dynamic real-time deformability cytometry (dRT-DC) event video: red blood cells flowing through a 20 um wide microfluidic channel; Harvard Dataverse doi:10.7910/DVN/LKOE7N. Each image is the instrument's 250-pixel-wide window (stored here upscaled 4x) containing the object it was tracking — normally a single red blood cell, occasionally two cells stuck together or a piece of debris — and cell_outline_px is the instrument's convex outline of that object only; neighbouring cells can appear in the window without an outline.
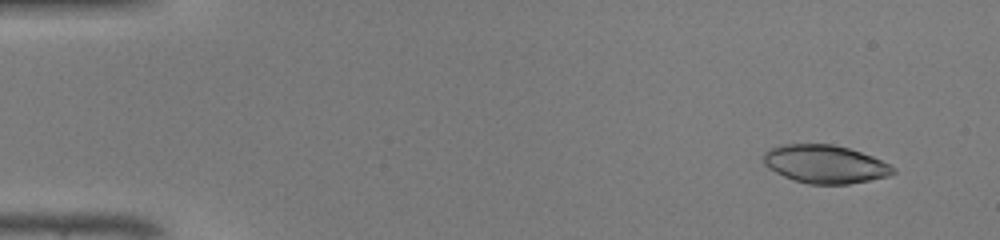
{"species": "common noctule bat (a hibernating species)", "species_latin": "Nyctalus noctula", "temperature_condition": "warm", "stored_images_in_passage": 47, "camera_frame_rate_fps": 3000, "um_per_image_px": 0.085, "animal": {"sex": "male", "body_mass_g": 19.0, "forearm_length_mm": 50.8}, "frame": {"image": 1, "passage_image": 4, "time_ms": 1.0, "image_size_px": [1000, 240], "cell_outline_px": [[896, 172], [888, 176], [848, 184], [808, 184], [784, 176], [768, 168], [764, 164], [764, 152], [768, 148], [780, 144], [832, 144], [848, 148], [872, 156], [896, 168]], "centroid_in_image_um": [70.1, 13.94], "position_along_channel_um": 14.9, "area_um2": 28.73}}
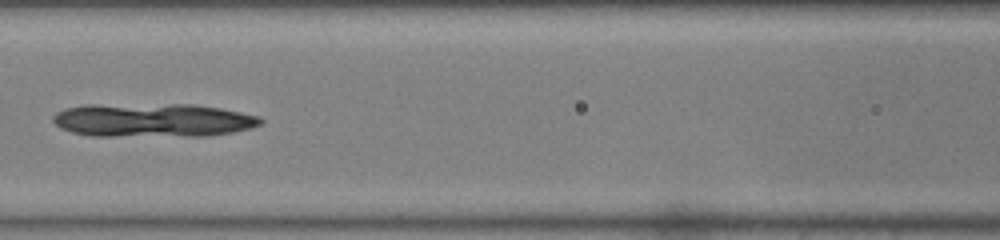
{"frame": {"image": 2, "passage_image": 22, "time_ms": 7.0, "image_size_px": [1000, 240], "cell_outline_px": [[264, 120], [260, 124], [252, 128], [232, 132], [208, 136], [92, 136], [72, 132], [60, 128], [52, 120], [52, 116], [56, 112], [64, 108], [84, 104], [196, 104], [220, 108], [260, 116]], "centroid_in_image_um": [12.97, 10.21], "position_along_channel_um": 153.6, "area_um2": 41.33}}
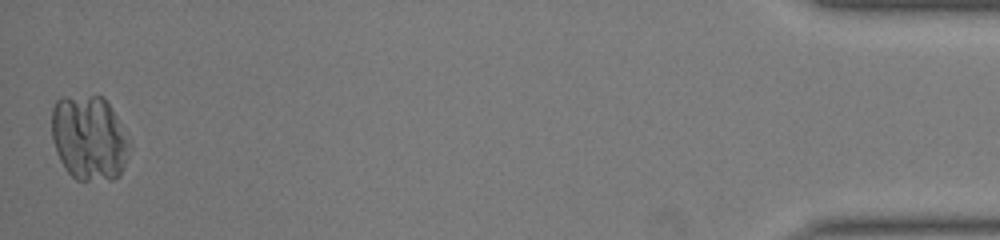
{"frame": {"image": 3, "passage_image": 47, "time_ms": 15.333, "image_size_px": [1000, 240], "cell_outline_px": [[132, 144], [120, 176], [112, 180], [76, 180], [64, 168], [56, 152], [52, 140], [52, 108], [56, 100], [60, 96], [104, 96], [116, 116]], "centroid_in_image_um": [7.57, 11.73], "position_along_channel_um": 427.6, "area_um2": 38.96}}